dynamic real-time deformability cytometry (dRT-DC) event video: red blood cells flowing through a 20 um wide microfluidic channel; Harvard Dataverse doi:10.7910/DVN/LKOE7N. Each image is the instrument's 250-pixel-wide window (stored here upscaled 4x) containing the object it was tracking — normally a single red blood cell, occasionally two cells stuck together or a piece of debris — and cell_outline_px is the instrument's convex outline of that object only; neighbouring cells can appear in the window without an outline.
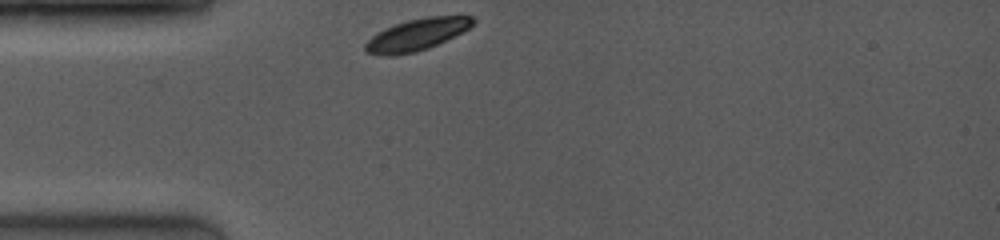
{"species": "common noctule bat (a hibernating species)", "species_latin": "Nyctalus noctula", "temperature_condition": "room temperature", "stored_images_in_passage": 40, "camera_frame_rate_fps": 4000, "um_per_image_px": 0.085, "animal": {"sex": "female", "body_mass_g": 19.0, "forearm_length_mm": 53.3}, "frame": {"image": 1, "passage_image": 1, "time_ms": 0.0, "image_size_px": [1000, 240], "cell_outline_px": [[476, 20], [468, 28], [428, 48], [416, 52], [388, 56], [368, 52], [364, 48], [364, 44], [372, 36], [396, 24], [408, 20], [428, 16], [472, 16]], "centroid_in_image_um": [35.42, 2.94], "position_along_channel_um": 49.6, "area_um2": 19.25}}
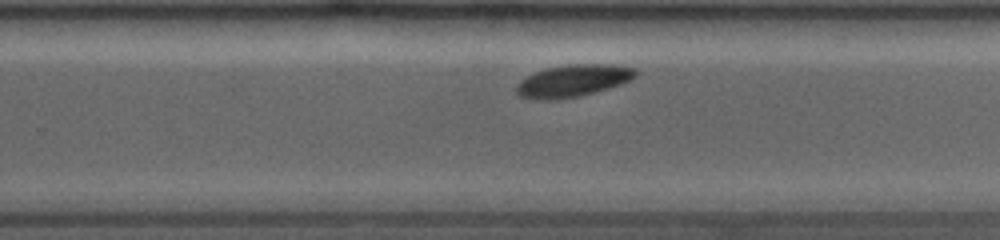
{"frame": {"image": 2, "passage_image": 26, "time_ms": 6.25, "image_size_px": [1000, 240], "cell_outline_px": [[636, 76], [620, 84], [592, 92], [576, 96], [556, 100], [536, 100], [520, 96], [516, 92], [516, 88], [528, 76], [536, 72], [548, 68], [568, 64], [612, 64], [636, 68]], "centroid_in_image_um": [48.71, 6.86], "position_along_channel_um": 281.1, "area_um2": 21.79}}
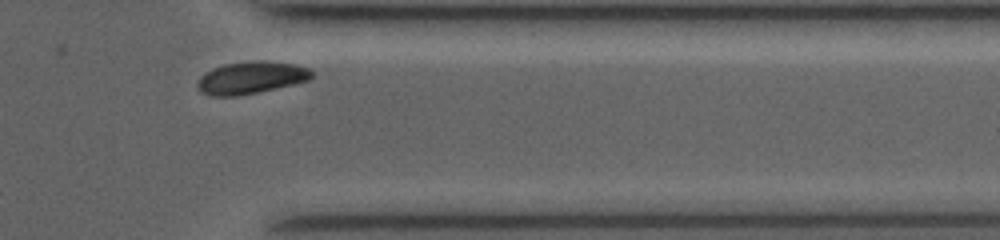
{"frame": {"image": 3, "passage_image": 37, "time_ms": 9.0, "image_size_px": [1000, 240], "cell_outline_px": [[312, 76], [308, 80], [292, 84], [256, 92], [236, 96], [212, 96], [200, 92], [196, 84], [200, 76], [212, 68], [224, 64], [292, 64], [308, 68], [312, 72]], "centroid_in_image_um": [21.24, 6.67], "position_along_channel_um": 390.2, "area_um2": 20.17}, "authors_computed_cell_mechanics": {"area_um2": 21.0392, "velocity_mm_per_s": 3.9156, "shape_relaxation_time_tau1_ms": 0.7021, "shape_relaxation_time_tau2_ms": null, "deformation_change_tau1": 0.0611, "deformation_change_tau2": null}}